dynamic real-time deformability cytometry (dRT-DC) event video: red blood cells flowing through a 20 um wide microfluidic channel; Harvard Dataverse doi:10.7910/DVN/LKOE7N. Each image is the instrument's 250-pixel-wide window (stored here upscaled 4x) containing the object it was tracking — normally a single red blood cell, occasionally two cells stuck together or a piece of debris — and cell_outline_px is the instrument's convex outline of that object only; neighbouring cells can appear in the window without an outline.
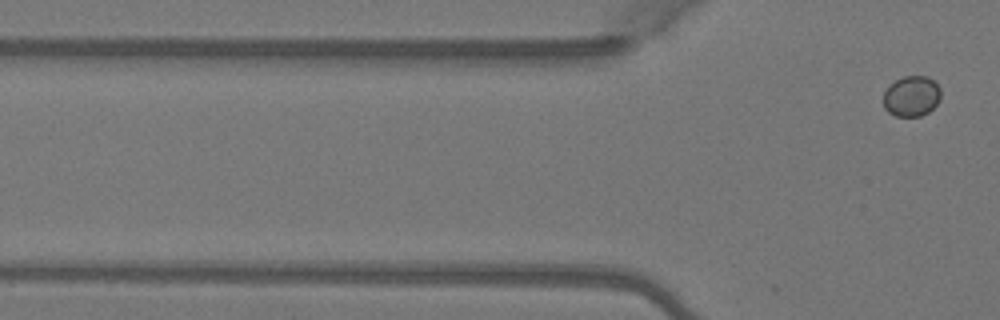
{"species": "Egyptian fruit bat (a non-hibernating species)", "species_latin": "Rousettus aegyptiacus", "temperature_condition": "warm", "stored_images_in_passage": 4, "camera_frame_rate_fps": 3000, "um_per_image_px": 0.085, "animal": {"sex": "female"}, "frame": {"image": 1, "passage_image": 4, "time_ms": 1.0, "image_size_px": [1000, 320], "cell_outline_px": [[940, 100], [928, 112], [920, 116], [896, 116], [888, 112], [884, 108], [884, 92], [896, 80], [904, 76], [928, 76], [940, 88]], "centroid_in_image_um": [77.49, 8.18], "position_along_channel_um": 48.3, "area_um2": 13.41}}